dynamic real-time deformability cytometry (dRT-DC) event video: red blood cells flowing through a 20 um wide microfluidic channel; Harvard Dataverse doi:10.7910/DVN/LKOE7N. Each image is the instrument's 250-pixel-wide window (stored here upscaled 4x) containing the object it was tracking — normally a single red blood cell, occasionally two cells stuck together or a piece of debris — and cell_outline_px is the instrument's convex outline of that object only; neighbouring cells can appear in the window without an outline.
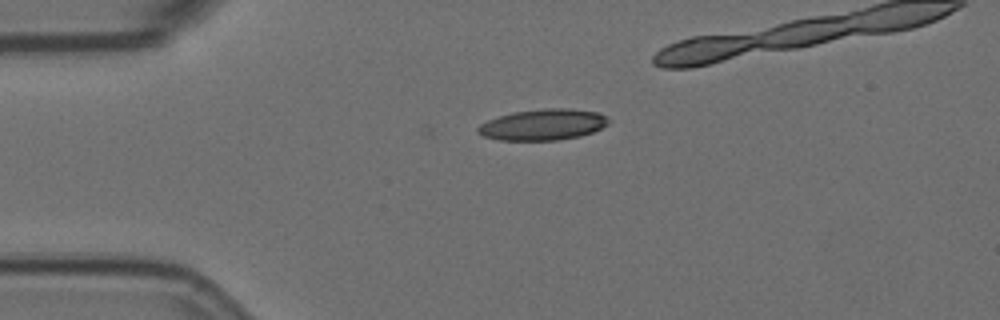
{"species": "Egyptian fruit bat (a non-hibernating species)", "species_latin": "Rousettus aegyptiacus", "temperature_condition": "room temperature", "stored_images_in_passage": 33, "camera_frame_rate_fps": 3000, "um_per_image_px": 0.085, "animal": {"sex": "female"}, "frame": {"image": 1, "passage_image": 1, "time_ms": 0.0, "image_size_px": [1000, 320], "cell_outline_px": [[612, 120], [608, 124], [592, 132], [580, 136], [560, 140], [500, 140], [484, 136], [476, 132], [476, 128], [480, 124], [488, 120], [512, 112], [544, 108], [572, 108], [596, 112]], "centroid_in_image_um": [46.15, 10.59], "position_along_channel_um": 38.8, "area_um2": 23.7}}
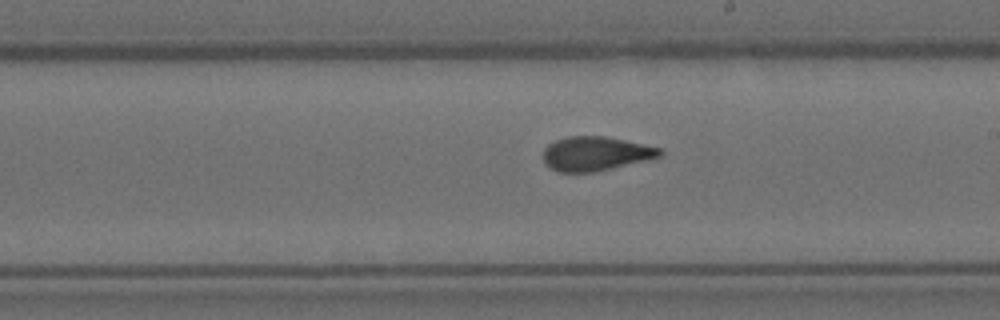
{"frame": {"image": 2, "passage_image": 20, "time_ms": 6.333, "image_size_px": [1000, 320], "cell_outline_px": [[664, 152], [660, 156], [648, 160], [592, 172], [556, 172], [544, 160], [544, 148], [548, 144], [556, 140], [568, 136], [604, 136], [624, 140], [660, 148]], "centroid_in_image_um": [50.62, 13.05], "position_along_channel_um": 238.4, "area_um2": 22.95}}
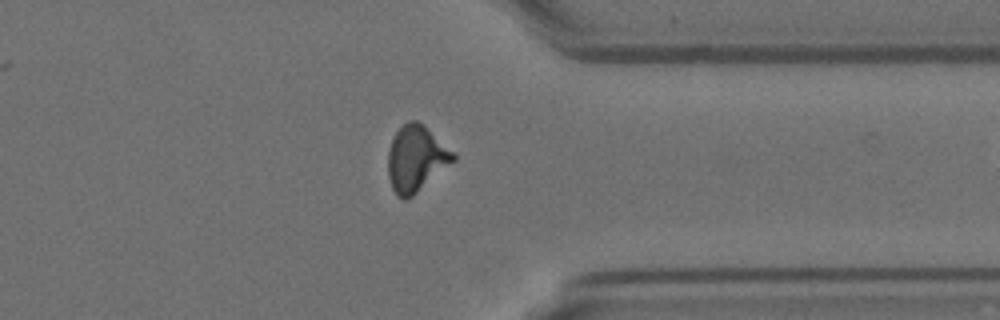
{"frame": {"image": 3, "passage_image": 32, "time_ms": 10.333, "image_size_px": [1000, 320], "cell_outline_px": [[456, 160], [408, 200], [404, 200], [392, 188], [388, 176], [388, 152], [392, 140], [396, 132], [408, 120], [416, 120], [424, 124], [456, 156]], "centroid_in_image_um": [35.36, 13.49], "position_along_channel_um": 376.0, "area_um2": 24.85}}